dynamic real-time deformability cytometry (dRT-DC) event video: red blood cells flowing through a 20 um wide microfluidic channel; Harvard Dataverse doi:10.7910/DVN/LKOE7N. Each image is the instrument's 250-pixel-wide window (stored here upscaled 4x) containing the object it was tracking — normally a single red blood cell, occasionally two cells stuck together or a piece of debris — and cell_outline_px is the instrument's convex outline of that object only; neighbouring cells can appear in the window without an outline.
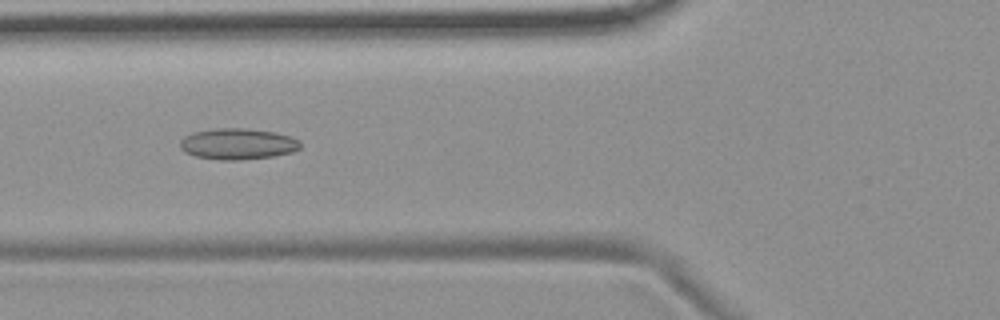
{"species": "common noctule bat (a hibernating species)", "species_latin": "Nyctalus noctula", "temperature_condition": "room temperature", "stored_images_in_passage": 55, "camera_frame_rate_fps": 3000, "um_per_image_px": 0.085, "animal": {"sex": "female", "body_mass_g": 19.9}, "frame": {"image": 1, "passage_image": 21, "time_ms": 6.667, "image_size_px": [1000, 320], "cell_outline_px": [[300, 148], [292, 152], [272, 156], [240, 160], [220, 160], [196, 156], [184, 152], [180, 148], [180, 140], [184, 136], [192, 132], [216, 128], [248, 128], [276, 132], [300, 140]], "centroid_in_image_um": [20.18, 12.22], "position_along_channel_um": 105.6, "area_um2": 21.91}}
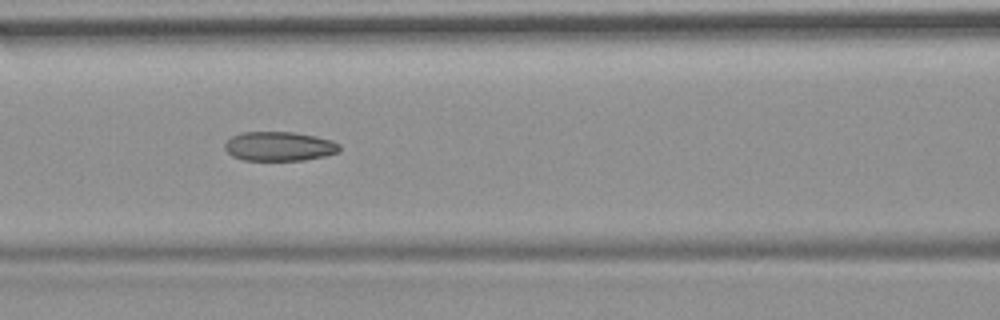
{"frame": {"image": 2, "passage_image": 24, "time_ms": 7.667, "image_size_px": [1000, 320], "cell_outline_px": [[340, 152], [324, 156], [304, 160], [244, 160], [232, 156], [224, 148], [224, 144], [232, 136], [244, 132], [292, 132], [316, 136], [332, 140], [340, 144]], "centroid_in_image_um": [23.76, 12.44], "position_along_channel_um": 142.8, "area_um2": 19.59}}
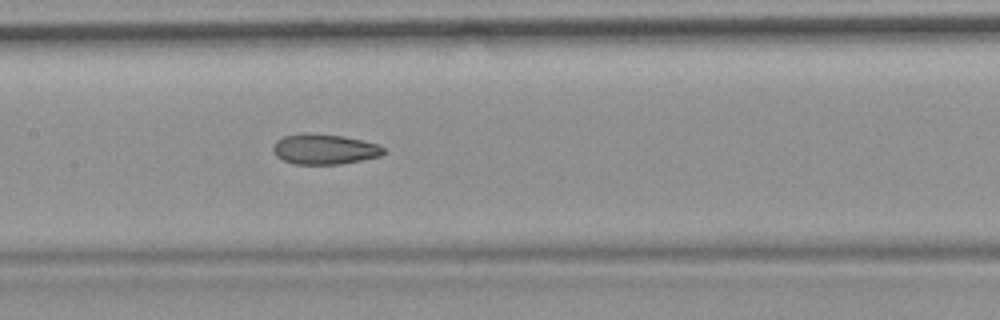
{"frame": {"image": 3, "passage_image": 27, "time_ms": 8.667, "image_size_px": [1000, 320], "cell_outline_px": [[384, 152], [380, 156], [340, 164], [292, 164], [276, 156], [272, 148], [276, 140], [284, 136], [300, 132], [308, 132], [344, 136], [380, 144], [384, 148]], "centroid_in_image_um": [27.55, 12.66], "position_along_channel_um": 179.8, "area_um2": 19.71}, "authors_computed_cell_mechanics": {"area_um2": 20.6346, "velocity_mm_per_s": 3.7107, "shape_relaxation_time_tau1_ms": null, "shape_relaxation_time_tau2_ms": 2.4234, "deformation_change_tau1": null, "deformation_change_tau2": 0.0885}}